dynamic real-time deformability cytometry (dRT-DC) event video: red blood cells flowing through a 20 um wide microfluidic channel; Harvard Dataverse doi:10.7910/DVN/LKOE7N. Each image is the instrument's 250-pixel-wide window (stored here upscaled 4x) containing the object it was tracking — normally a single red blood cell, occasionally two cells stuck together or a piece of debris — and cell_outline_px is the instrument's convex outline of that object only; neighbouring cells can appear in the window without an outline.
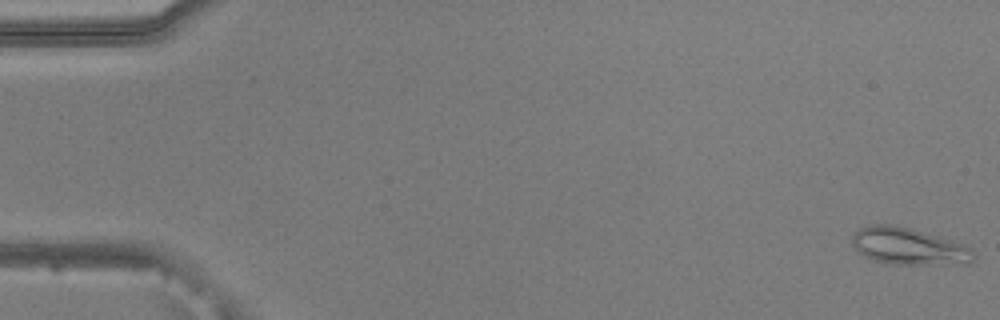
{"species": "common noctule bat (a hibernating species)", "species_latin": "Nyctalus noctula", "temperature_condition": "warm", "stored_images_in_passage": 18, "camera_frame_rate_fps": 3000, "um_per_image_px": 0.085, "animal": {"sex": "male", "body_mass_g": 20.5, "forearm_length_mm": 52.5}, "frame": {"image": 1, "passage_image": 1, "time_ms": 0.0, "image_size_px": [1000, 320], "cell_outline_px": [[976, 256], [968, 264], [884, 264], [872, 260], [856, 252], [852, 244], [852, 236], [860, 228], [868, 224], [888, 224], [908, 228], [952, 240], [964, 244], [972, 248], [976, 252]], "centroid_in_image_um": [77.23, 20.96], "position_along_channel_um": 7.8, "area_um2": 26.41}}